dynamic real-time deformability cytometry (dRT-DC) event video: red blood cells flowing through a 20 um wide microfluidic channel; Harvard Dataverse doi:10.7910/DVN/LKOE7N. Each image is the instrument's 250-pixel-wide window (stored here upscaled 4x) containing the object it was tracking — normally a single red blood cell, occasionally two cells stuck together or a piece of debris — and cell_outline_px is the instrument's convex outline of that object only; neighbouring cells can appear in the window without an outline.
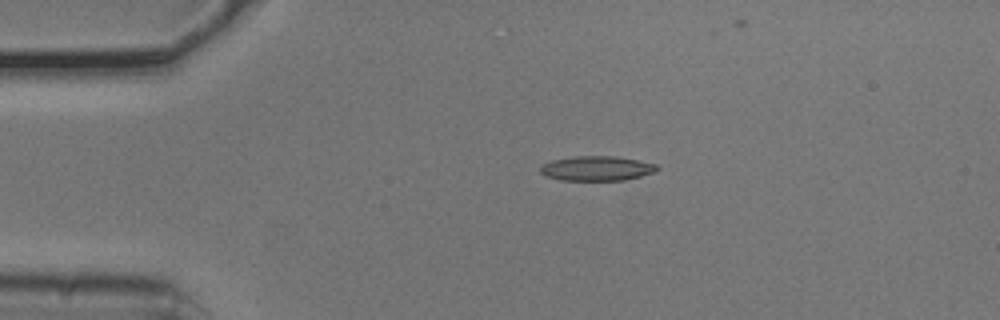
{"species": "common noctule bat (a hibernating species)", "species_latin": "Nyctalus noctula", "temperature_condition": "cold", "stored_images_in_passage": 3, "camera_frame_rate_fps": 3000, "um_per_image_px": 0.085, "animal": {"sex": "male", "body_mass_g": 20.5, "forearm_length_mm": 52.5}, "frame": {"image": 1, "passage_image": 1, "time_ms": 0.0, "image_size_px": [1000, 320], "cell_outline_px": [[660, 168], [656, 172], [624, 180], [560, 180], [544, 176], [540, 172], [540, 168], [544, 164], [552, 160], [572, 156], [616, 156], [656, 164]], "centroid_in_image_um": [50.72, 14.31], "position_along_channel_um": 34.3, "area_um2": 16.82}}